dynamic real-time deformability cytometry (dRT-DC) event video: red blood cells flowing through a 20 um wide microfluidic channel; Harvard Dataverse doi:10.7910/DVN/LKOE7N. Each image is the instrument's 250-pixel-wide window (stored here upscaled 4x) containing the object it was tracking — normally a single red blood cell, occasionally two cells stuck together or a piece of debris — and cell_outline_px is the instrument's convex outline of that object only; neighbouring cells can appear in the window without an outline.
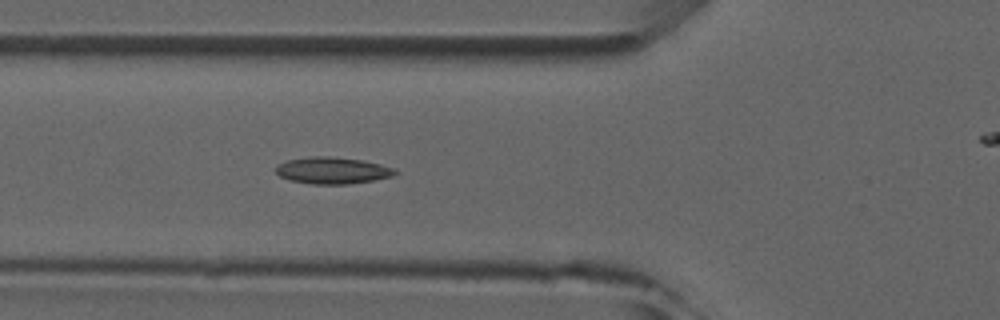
{"species": "common noctule bat (a hibernating species)", "species_latin": "Nyctalus noctula", "temperature_condition": "room temperature", "stored_images_in_passage": 4, "camera_frame_rate_fps": 3000, "um_per_image_px": 0.085, "animal": {"sex": "male", "forearm_length_mm": 52.5}, "frame": {"image": 1, "passage_image": 4, "time_ms": 3.333, "image_size_px": [1000, 320], "cell_outline_px": [[400, 172], [392, 176], [372, 180], [348, 184], [312, 184], [288, 180], [280, 176], [276, 172], [276, 168], [280, 164], [288, 160], [308, 156], [328, 156], [364, 160], [380, 164], [392, 168]], "centroid_in_image_um": [28.26, 14.49], "position_along_channel_um": 97.5, "area_um2": 18.5}}